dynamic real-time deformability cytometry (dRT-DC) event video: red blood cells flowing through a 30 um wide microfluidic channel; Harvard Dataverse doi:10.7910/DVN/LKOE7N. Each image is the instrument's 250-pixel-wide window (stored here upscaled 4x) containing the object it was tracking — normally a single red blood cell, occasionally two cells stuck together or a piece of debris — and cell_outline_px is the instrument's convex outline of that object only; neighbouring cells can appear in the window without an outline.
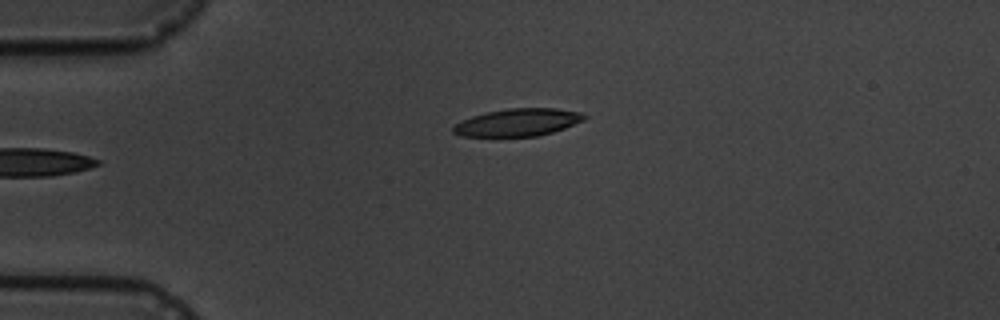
{"species": "common noctule bat (a hibernating species)", "species_latin": "Nyctalus noctula", "temperature_condition": "cold", "stored_images_in_passage": 3, "camera_frame_rate_fps": 3000, "um_per_image_px": 0.085, "animal": {"sex": "male", "body_mass_g": 19.5, "forearm_length_mm": 54.6}, "frame": {"image": 1, "passage_image": 3, "time_ms": 2.333, "image_size_px": [1000, 320], "cell_outline_px": [[588, 116], [584, 120], [564, 128], [552, 132], [536, 136], [460, 136], [452, 132], [452, 128], [456, 124], [472, 116], [484, 112], [508, 108], [556, 108], [580, 112]], "centroid_in_image_um": [44.02, 10.39], "position_along_channel_um": 41.0, "area_um2": 20.92}}